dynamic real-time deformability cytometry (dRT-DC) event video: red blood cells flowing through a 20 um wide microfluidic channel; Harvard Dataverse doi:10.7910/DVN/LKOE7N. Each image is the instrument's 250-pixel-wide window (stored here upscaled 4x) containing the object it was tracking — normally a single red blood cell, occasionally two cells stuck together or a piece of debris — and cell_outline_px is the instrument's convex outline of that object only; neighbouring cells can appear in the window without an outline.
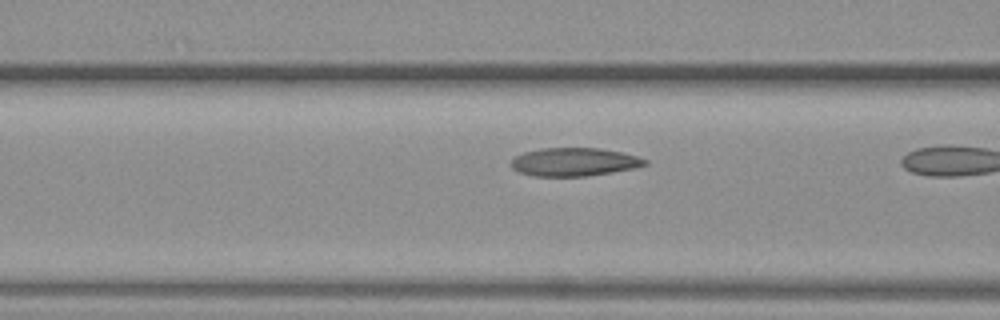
{"species": "common noctule bat (a hibernating species)", "species_latin": "Nyctalus noctula", "temperature_condition": "warm", "stored_images_in_passage": 10, "camera_frame_rate_fps": 3000, "um_per_image_px": 0.085, "animal": {"sex": "female", "body_mass_g": 19.3, "forearm_length_mm": 54.1}, "frame": {"image": 1, "passage_image": 9, "time_ms": 2.667, "image_size_px": [1000, 320], "cell_outline_px": [[648, 164], [636, 168], [612, 172], [584, 176], [532, 176], [516, 172], [512, 168], [512, 160], [516, 156], [524, 152], [540, 148], [600, 148], [620, 152], [636, 156], [648, 160]], "centroid_in_image_um": [48.79, 13.77], "position_along_channel_um": 117.8, "area_um2": 22.08}}